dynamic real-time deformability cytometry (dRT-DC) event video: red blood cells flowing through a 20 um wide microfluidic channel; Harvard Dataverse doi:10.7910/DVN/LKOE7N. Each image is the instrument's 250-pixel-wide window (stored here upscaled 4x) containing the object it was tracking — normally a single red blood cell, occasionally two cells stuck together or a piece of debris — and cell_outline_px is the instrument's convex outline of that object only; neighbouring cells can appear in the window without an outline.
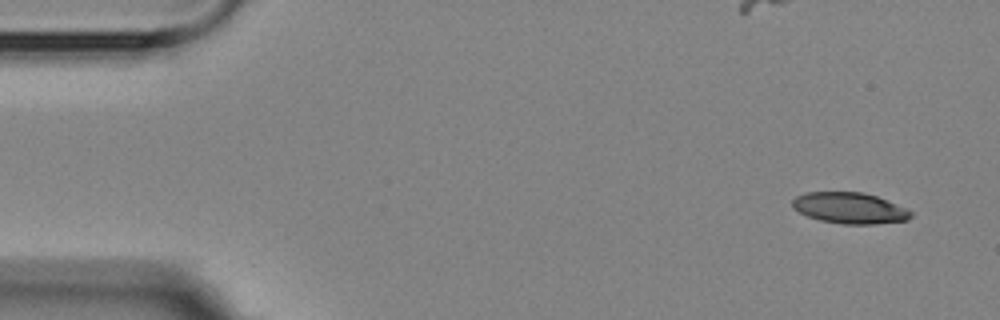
{"species": "Egyptian fruit bat (a non-hibernating species)", "species_latin": "Rousettus aegyptiacus", "temperature_condition": "room temperature", "stored_images_in_passage": 6, "camera_frame_rate_fps": 3000, "um_per_image_px": 0.085, "animal": {"sex": "female"}, "frame": {"image": 1, "passage_image": 1, "time_ms": 0.0, "image_size_px": [1000, 320], "cell_outline_px": [[912, 216], [908, 220], [876, 224], [844, 224], [820, 220], [808, 216], [792, 208], [792, 200], [796, 196], [804, 192], [860, 192], [876, 196], [904, 208], [912, 212]], "centroid_in_image_um": [72.19, 17.68], "position_along_channel_um": 12.8, "area_um2": 21.27}}
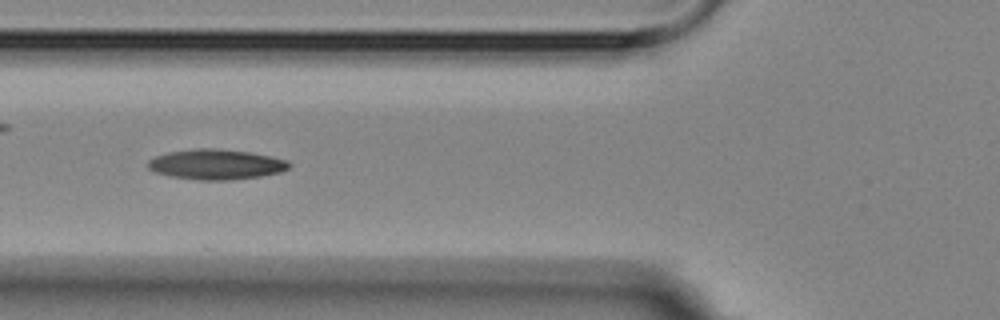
{"frame": {"image": 2, "passage_image": 5, "time_ms": 5.667, "image_size_px": [1000, 320], "cell_outline_px": [[292, 164], [288, 168], [280, 172], [260, 176], [228, 180], [200, 180], [172, 176], [156, 172], [148, 168], [148, 160], [156, 156], [168, 152], [196, 148], [212, 148], [248, 152], [272, 156], [288, 160]], "centroid_in_image_um": [18.39, 13.96], "position_along_channel_um": 107.4, "area_um2": 24.68}}